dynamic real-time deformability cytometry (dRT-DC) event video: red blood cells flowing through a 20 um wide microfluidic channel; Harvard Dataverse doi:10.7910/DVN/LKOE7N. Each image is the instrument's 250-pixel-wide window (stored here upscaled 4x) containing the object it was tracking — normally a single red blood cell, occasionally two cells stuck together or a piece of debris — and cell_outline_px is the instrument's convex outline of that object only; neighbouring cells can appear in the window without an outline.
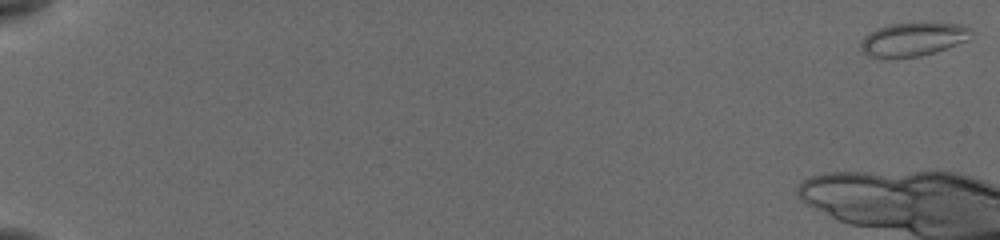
{"species": "common noctule bat (a hibernating species)", "species_latin": "Nyctalus noctula", "temperature_condition": "cold", "stored_images_in_passage": 11, "camera_frame_rate_fps": 3000, "um_per_image_px": 0.085, "animal": {"sex": "female", "body_mass_g": 19.5, "forearm_length_mm": 54.1}, "frame": {"image": 1, "passage_image": 1, "time_ms": 0.0, "image_size_px": [1000, 240], "cell_outline_px": [[972, 28], [968, 40], [932, 52], [916, 56], [868, 56], [860, 48], [860, 40], [864, 36], [880, 28], [892, 24], [932, 20], [964, 24]], "centroid_in_image_um": [77.68, 3.26], "position_along_channel_um": 7.3, "area_um2": 21.62}}